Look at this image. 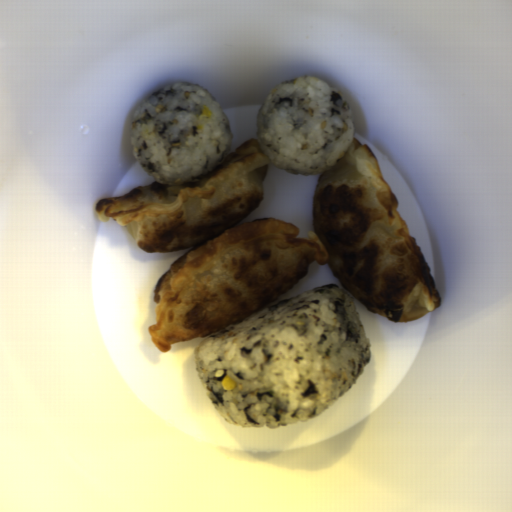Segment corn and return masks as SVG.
Instances as JSON below:
<instances>
[{
  "instance_id": "obj_1",
  "label": "corn",
  "mask_w": 512,
  "mask_h": 512,
  "mask_svg": "<svg viewBox=\"0 0 512 512\" xmlns=\"http://www.w3.org/2000/svg\"><path fill=\"white\" fill-rule=\"evenodd\" d=\"M221 386L224 390H233L236 387V382L230 376H224L221 380Z\"/></svg>"
},
{
  "instance_id": "obj_2",
  "label": "corn",
  "mask_w": 512,
  "mask_h": 512,
  "mask_svg": "<svg viewBox=\"0 0 512 512\" xmlns=\"http://www.w3.org/2000/svg\"><path fill=\"white\" fill-rule=\"evenodd\" d=\"M202 113L204 115L205 118H210L212 112L210 110V108L208 106H202Z\"/></svg>"
}]
</instances>
